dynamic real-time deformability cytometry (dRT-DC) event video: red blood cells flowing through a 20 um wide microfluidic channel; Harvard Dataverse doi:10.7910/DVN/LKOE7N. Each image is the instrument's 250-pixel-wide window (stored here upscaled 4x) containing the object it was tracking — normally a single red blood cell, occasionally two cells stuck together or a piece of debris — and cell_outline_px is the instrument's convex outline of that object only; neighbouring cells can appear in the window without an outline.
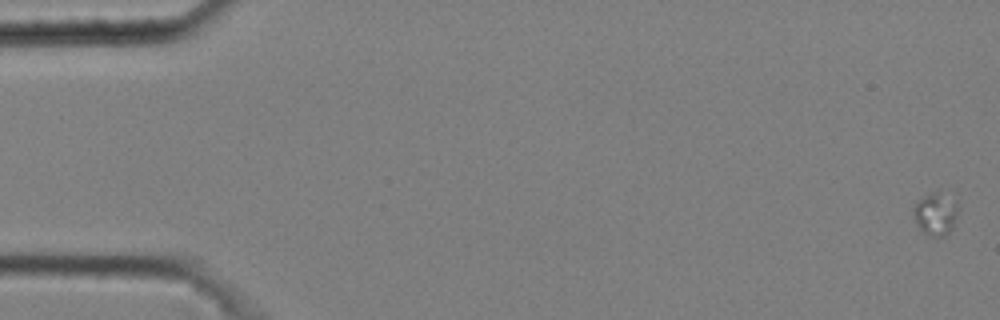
{"species": "common noctule bat (a hibernating species)", "species_latin": "Nyctalus noctula", "temperature_condition": "cold", "stored_images_in_passage": 6, "camera_frame_rate_fps": 3000, "um_per_image_px": 0.085, "animal": {"sex": "male", "body_mass_g": 20.4}, "frame": {"image": 1, "passage_image": 1, "time_ms": 0.0, "image_size_px": [1000, 320], "cell_outline_px": [[956, 216], [952, 228], [944, 236], [924, 236], [916, 224], [912, 212], [912, 208], [916, 200], [932, 192], [936, 192], [956, 204]], "centroid_in_image_um": [79.42, 18.24], "position_along_channel_um": 5.6, "area_um2": 10.81}}